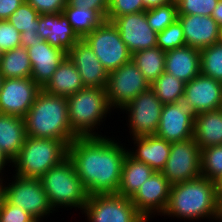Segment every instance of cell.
<instances>
[{
  "instance_id": "obj_1",
  "label": "cell",
  "mask_w": 222,
  "mask_h": 222,
  "mask_svg": "<svg viewBox=\"0 0 222 222\" xmlns=\"http://www.w3.org/2000/svg\"><path fill=\"white\" fill-rule=\"evenodd\" d=\"M127 149L106 135L78 137L68 145V157L88 196L117 194Z\"/></svg>"
},
{
  "instance_id": "obj_2",
  "label": "cell",
  "mask_w": 222,
  "mask_h": 222,
  "mask_svg": "<svg viewBox=\"0 0 222 222\" xmlns=\"http://www.w3.org/2000/svg\"><path fill=\"white\" fill-rule=\"evenodd\" d=\"M162 215L181 220L201 221V218H206L207 221L222 222L221 198L216 182L200 176L171 185L169 201Z\"/></svg>"
},
{
  "instance_id": "obj_3",
  "label": "cell",
  "mask_w": 222,
  "mask_h": 222,
  "mask_svg": "<svg viewBox=\"0 0 222 222\" xmlns=\"http://www.w3.org/2000/svg\"><path fill=\"white\" fill-rule=\"evenodd\" d=\"M23 118L26 136L58 139L67 145L78 138L70 127L67 97L52 95L41 89Z\"/></svg>"
},
{
  "instance_id": "obj_4",
  "label": "cell",
  "mask_w": 222,
  "mask_h": 222,
  "mask_svg": "<svg viewBox=\"0 0 222 222\" xmlns=\"http://www.w3.org/2000/svg\"><path fill=\"white\" fill-rule=\"evenodd\" d=\"M67 103L70 127L78 137L104 136L95 130L112 112L105 88L85 87L68 96Z\"/></svg>"
},
{
  "instance_id": "obj_5",
  "label": "cell",
  "mask_w": 222,
  "mask_h": 222,
  "mask_svg": "<svg viewBox=\"0 0 222 222\" xmlns=\"http://www.w3.org/2000/svg\"><path fill=\"white\" fill-rule=\"evenodd\" d=\"M40 180L54 211L59 208L83 210L88 194L68 156L49 169Z\"/></svg>"
},
{
  "instance_id": "obj_6",
  "label": "cell",
  "mask_w": 222,
  "mask_h": 222,
  "mask_svg": "<svg viewBox=\"0 0 222 222\" xmlns=\"http://www.w3.org/2000/svg\"><path fill=\"white\" fill-rule=\"evenodd\" d=\"M68 156V145L58 139L26 136L24 145L12 160L15 175L41 178Z\"/></svg>"
},
{
  "instance_id": "obj_7",
  "label": "cell",
  "mask_w": 222,
  "mask_h": 222,
  "mask_svg": "<svg viewBox=\"0 0 222 222\" xmlns=\"http://www.w3.org/2000/svg\"><path fill=\"white\" fill-rule=\"evenodd\" d=\"M83 40L93 50L108 73L132 60V53L121 39L118 28L110 21L105 20Z\"/></svg>"
},
{
  "instance_id": "obj_8",
  "label": "cell",
  "mask_w": 222,
  "mask_h": 222,
  "mask_svg": "<svg viewBox=\"0 0 222 222\" xmlns=\"http://www.w3.org/2000/svg\"><path fill=\"white\" fill-rule=\"evenodd\" d=\"M12 178L7 177L8 183H4V198L10 204L19 206L35 219L43 220L54 213L40 178H25L15 174Z\"/></svg>"
},
{
  "instance_id": "obj_9",
  "label": "cell",
  "mask_w": 222,
  "mask_h": 222,
  "mask_svg": "<svg viewBox=\"0 0 222 222\" xmlns=\"http://www.w3.org/2000/svg\"><path fill=\"white\" fill-rule=\"evenodd\" d=\"M81 212L89 222H147L130 198L119 194L90 195Z\"/></svg>"
},
{
  "instance_id": "obj_10",
  "label": "cell",
  "mask_w": 222,
  "mask_h": 222,
  "mask_svg": "<svg viewBox=\"0 0 222 222\" xmlns=\"http://www.w3.org/2000/svg\"><path fill=\"white\" fill-rule=\"evenodd\" d=\"M149 88L150 83L131 60L109 72L105 90L111 109L119 111Z\"/></svg>"
},
{
  "instance_id": "obj_11",
  "label": "cell",
  "mask_w": 222,
  "mask_h": 222,
  "mask_svg": "<svg viewBox=\"0 0 222 222\" xmlns=\"http://www.w3.org/2000/svg\"><path fill=\"white\" fill-rule=\"evenodd\" d=\"M198 113L183 95L175 103L163 104L156 136L178 142L194 137V123Z\"/></svg>"
},
{
  "instance_id": "obj_12",
  "label": "cell",
  "mask_w": 222,
  "mask_h": 222,
  "mask_svg": "<svg viewBox=\"0 0 222 222\" xmlns=\"http://www.w3.org/2000/svg\"><path fill=\"white\" fill-rule=\"evenodd\" d=\"M161 173L171 185L201 176V149L194 137L171 143L170 155Z\"/></svg>"
},
{
  "instance_id": "obj_13",
  "label": "cell",
  "mask_w": 222,
  "mask_h": 222,
  "mask_svg": "<svg viewBox=\"0 0 222 222\" xmlns=\"http://www.w3.org/2000/svg\"><path fill=\"white\" fill-rule=\"evenodd\" d=\"M162 109L163 103L151 88L134 98L121 110L128 114L130 136L133 138L155 135Z\"/></svg>"
},
{
  "instance_id": "obj_14",
  "label": "cell",
  "mask_w": 222,
  "mask_h": 222,
  "mask_svg": "<svg viewBox=\"0 0 222 222\" xmlns=\"http://www.w3.org/2000/svg\"><path fill=\"white\" fill-rule=\"evenodd\" d=\"M171 184L161 172H154L130 198L137 212L148 222L154 215L164 213Z\"/></svg>"
},
{
  "instance_id": "obj_15",
  "label": "cell",
  "mask_w": 222,
  "mask_h": 222,
  "mask_svg": "<svg viewBox=\"0 0 222 222\" xmlns=\"http://www.w3.org/2000/svg\"><path fill=\"white\" fill-rule=\"evenodd\" d=\"M41 88L29 78L3 79L0 91V113L24 117L34 104Z\"/></svg>"
},
{
  "instance_id": "obj_16",
  "label": "cell",
  "mask_w": 222,
  "mask_h": 222,
  "mask_svg": "<svg viewBox=\"0 0 222 222\" xmlns=\"http://www.w3.org/2000/svg\"><path fill=\"white\" fill-rule=\"evenodd\" d=\"M112 23L132 54L157 46V33L148 24L146 11L119 16Z\"/></svg>"
},
{
  "instance_id": "obj_17",
  "label": "cell",
  "mask_w": 222,
  "mask_h": 222,
  "mask_svg": "<svg viewBox=\"0 0 222 222\" xmlns=\"http://www.w3.org/2000/svg\"><path fill=\"white\" fill-rule=\"evenodd\" d=\"M26 49L32 65L31 78L42 89L67 57V53L40 37H36V42Z\"/></svg>"
},
{
  "instance_id": "obj_18",
  "label": "cell",
  "mask_w": 222,
  "mask_h": 222,
  "mask_svg": "<svg viewBox=\"0 0 222 222\" xmlns=\"http://www.w3.org/2000/svg\"><path fill=\"white\" fill-rule=\"evenodd\" d=\"M67 56L75 64L85 87L106 88L109 73L83 39L75 43Z\"/></svg>"
},
{
  "instance_id": "obj_19",
  "label": "cell",
  "mask_w": 222,
  "mask_h": 222,
  "mask_svg": "<svg viewBox=\"0 0 222 222\" xmlns=\"http://www.w3.org/2000/svg\"><path fill=\"white\" fill-rule=\"evenodd\" d=\"M184 96L197 113L221 109L222 83L200 73L185 83Z\"/></svg>"
},
{
  "instance_id": "obj_20",
  "label": "cell",
  "mask_w": 222,
  "mask_h": 222,
  "mask_svg": "<svg viewBox=\"0 0 222 222\" xmlns=\"http://www.w3.org/2000/svg\"><path fill=\"white\" fill-rule=\"evenodd\" d=\"M186 46L202 49L219 42L220 26L211 16L178 15Z\"/></svg>"
},
{
  "instance_id": "obj_21",
  "label": "cell",
  "mask_w": 222,
  "mask_h": 222,
  "mask_svg": "<svg viewBox=\"0 0 222 222\" xmlns=\"http://www.w3.org/2000/svg\"><path fill=\"white\" fill-rule=\"evenodd\" d=\"M38 36L51 46L68 51L80 40L63 13L39 16Z\"/></svg>"
},
{
  "instance_id": "obj_22",
  "label": "cell",
  "mask_w": 222,
  "mask_h": 222,
  "mask_svg": "<svg viewBox=\"0 0 222 222\" xmlns=\"http://www.w3.org/2000/svg\"><path fill=\"white\" fill-rule=\"evenodd\" d=\"M131 140L136 147L128 149V154L150 166L155 172H161L170 155L171 142L156 135L133 137Z\"/></svg>"
},
{
  "instance_id": "obj_23",
  "label": "cell",
  "mask_w": 222,
  "mask_h": 222,
  "mask_svg": "<svg viewBox=\"0 0 222 222\" xmlns=\"http://www.w3.org/2000/svg\"><path fill=\"white\" fill-rule=\"evenodd\" d=\"M165 72L188 83L201 73L200 50L184 46L167 51Z\"/></svg>"
},
{
  "instance_id": "obj_24",
  "label": "cell",
  "mask_w": 222,
  "mask_h": 222,
  "mask_svg": "<svg viewBox=\"0 0 222 222\" xmlns=\"http://www.w3.org/2000/svg\"><path fill=\"white\" fill-rule=\"evenodd\" d=\"M85 88L75 64L67 56L42 88L49 94L68 97Z\"/></svg>"
},
{
  "instance_id": "obj_25",
  "label": "cell",
  "mask_w": 222,
  "mask_h": 222,
  "mask_svg": "<svg viewBox=\"0 0 222 222\" xmlns=\"http://www.w3.org/2000/svg\"><path fill=\"white\" fill-rule=\"evenodd\" d=\"M26 138L24 118L0 113V149L12 161Z\"/></svg>"
},
{
  "instance_id": "obj_26",
  "label": "cell",
  "mask_w": 222,
  "mask_h": 222,
  "mask_svg": "<svg viewBox=\"0 0 222 222\" xmlns=\"http://www.w3.org/2000/svg\"><path fill=\"white\" fill-rule=\"evenodd\" d=\"M194 140L200 149L222 144V108L198 113L194 123Z\"/></svg>"
},
{
  "instance_id": "obj_27",
  "label": "cell",
  "mask_w": 222,
  "mask_h": 222,
  "mask_svg": "<svg viewBox=\"0 0 222 222\" xmlns=\"http://www.w3.org/2000/svg\"><path fill=\"white\" fill-rule=\"evenodd\" d=\"M155 171L148 165L132 158L128 153L124 159L120 186L117 194L131 198Z\"/></svg>"
},
{
  "instance_id": "obj_28",
  "label": "cell",
  "mask_w": 222,
  "mask_h": 222,
  "mask_svg": "<svg viewBox=\"0 0 222 222\" xmlns=\"http://www.w3.org/2000/svg\"><path fill=\"white\" fill-rule=\"evenodd\" d=\"M40 14L25 0L8 21L21 33V47L28 48L36 42Z\"/></svg>"
},
{
  "instance_id": "obj_29",
  "label": "cell",
  "mask_w": 222,
  "mask_h": 222,
  "mask_svg": "<svg viewBox=\"0 0 222 222\" xmlns=\"http://www.w3.org/2000/svg\"><path fill=\"white\" fill-rule=\"evenodd\" d=\"M31 73L32 65L26 48L18 47L3 52L0 61V75L4 79L29 78Z\"/></svg>"
},
{
  "instance_id": "obj_30",
  "label": "cell",
  "mask_w": 222,
  "mask_h": 222,
  "mask_svg": "<svg viewBox=\"0 0 222 222\" xmlns=\"http://www.w3.org/2000/svg\"><path fill=\"white\" fill-rule=\"evenodd\" d=\"M80 39L100 26L105 19L92 9L66 5L62 12Z\"/></svg>"
},
{
  "instance_id": "obj_31",
  "label": "cell",
  "mask_w": 222,
  "mask_h": 222,
  "mask_svg": "<svg viewBox=\"0 0 222 222\" xmlns=\"http://www.w3.org/2000/svg\"><path fill=\"white\" fill-rule=\"evenodd\" d=\"M166 52L159 47L148 48L132 54V60L150 85L165 71Z\"/></svg>"
},
{
  "instance_id": "obj_32",
  "label": "cell",
  "mask_w": 222,
  "mask_h": 222,
  "mask_svg": "<svg viewBox=\"0 0 222 222\" xmlns=\"http://www.w3.org/2000/svg\"><path fill=\"white\" fill-rule=\"evenodd\" d=\"M150 88L163 104H171L184 95L185 82L164 71Z\"/></svg>"
},
{
  "instance_id": "obj_33",
  "label": "cell",
  "mask_w": 222,
  "mask_h": 222,
  "mask_svg": "<svg viewBox=\"0 0 222 222\" xmlns=\"http://www.w3.org/2000/svg\"><path fill=\"white\" fill-rule=\"evenodd\" d=\"M201 74L222 83V43L200 49Z\"/></svg>"
},
{
  "instance_id": "obj_34",
  "label": "cell",
  "mask_w": 222,
  "mask_h": 222,
  "mask_svg": "<svg viewBox=\"0 0 222 222\" xmlns=\"http://www.w3.org/2000/svg\"><path fill=\"white\" fill-rule=\"evenodd\" d=\"M201 176L215 182L222 176V144L201 149Z\"/></svg>"
},
{
  "instance_id": "obj_35",
  "label": "cell",
  "mask_w": 222,
  "mask_h": 222,
  "mask_svg": "<svg viewBox=\"0 0 222 222\" xmlns=\"http://www.w3.org/2000/svg\"><path fill=\"white\" fill-rule=\"evenodd\" d=\"M146 19L150 27L156 32H162L178 19L177 4L175 2L146 10Z\"/></svg>"
},
{
  "instance_id": "obj_36",
  "label": "cell",
  "mask_w": 222,
  "mask_h": 222,
  "mask_svg": "<svg viewBox=\"0 0 222 222\" xmlns=\"http://www.w3.org/2000/svg\"><path fill=\"white\" fill-rule=\"evenodd\" d=\"M156 40L157 47L165 52L186 46L183 27L180 21L177 19L162 32L157 33Z\"/></svg>"
},
{
  "instance_id": "obj_37",
  "label": "cell",
  "mask_w": 222,
  "mask_h": 222,
  "mask_svg": "<svg viewBox=\"0 0 222 222\" xmlns=\"http://www.w3.org/2000/svg\"><path fill=\"white\" fill-rule=\"evenodd\" d=\"M219 0H178V15L211 16Z\"/></svg>"
},
{
  "instance_id": "obj_38",
  "label": "cell",
  "mask_w": 222,
  "mask_h": 222,
  "mask_svg": "<svg viewBox=\"0 0 222 222\" xmlns=\"http://www.w3.org/2000/svg\"><path fill=\"white\" fill-rule=\"evenodd\" d=\"M143 11H146L143 0H109L107 21L113 22L119 16Z\"/></svg>"
},
{
  "instance_id": "obj_39",
  "label": "cell",
  "mask_w": 222,
  "mask_h": 222,
  "mask_svg": "<svg viewBox=\"0 0 222 222\" xmlns=\"http://www.w3.org/2000/svg\"><path fill=\"white\" fill-rule=\"evenodd\" d=\"M21 33L8 21L0 20V50L5 52L21 47Z\"/></svg>"
},
{
  "instance_id": "obj_40",
  "label": "cell",
  "mask_w": 222,
  "mask_h": 222,
  "mask_svg": "<svg viewBox=\"0 0 222 222\" xmlns=\"http://www.w3.org/2000/svg\"><path fill=\"white\" fill-rule=\"evenodd\" d=\"M33 219L34 217L24 209L3 199L0 207V222H31Z\"/></svg>"
},
{
  "instance_id": "obj_41",
  "label": "cell",
  "mask_w": 222,
  "mask_h": 222,
  "mask_svg": "<svg viewBox=\"0 0 222 222\" xmlns=\"http://www.w3.org/2000/svg\"><path fill=\"white\" fill-rule=\"evenodd\" d=\"M40 15L59 14L67 5V0H26Z\"/></svg>"
},
{
  "instance_id": "obj_42",
  "label": "cell",
  "mask_w": 222,
  "mask_h": 222,
  "mask_svg": "<svg viewBox=\"0 0 222 222\" xmlns=\"http://www.w3.org/2000/svg\"><path fill=\"white\" fill-rule=\"evenodd\" d=\"M67 5L92 9L107 20L109 0H67Z\"/></svg>"
},
{
  "instance_id": "obj_43",
  "label": "cell",
  "mask_w": 222,
  "mask_h": 222,
  "mask_svg": "<svg viewBox=\"0 0 222 222\" xmlns=\"http://www.w3.org/2000/svg\"><path fill=\"white\" fill-rule=\"evenodd\" d=\"M25 0H0V20H8Z\"/></svg>"
},
{
  "instance_id": "obj_44",
  "label": "cell",
  "mask_w": 222,
  "mask_h": 222,
  "mask_svg": "<svg viewBox=\"0 0 222 222\" xmlns=\"http://www.w3.org/2000/svg\"><path fill=\"white\" fill-rule=\"evenodd\" d=\"M172 2L174 0H143V6L146 10H149Z\"/></svg>"
},
{
  "instance_id": "obj_45",
  "label": "cell",
  "mask_w": 222,
  "mask_h": 222,
  "mask_svg": "<svg viewBox=\"0 0 222 222\" xmlns=\"http://www.w3.org/2000/svg\"><path fill=\"white\" fill-rule=\"evenodd\" d=\"M10 163V164H9ZM9 164V165H8ZM12 165V161L8 158V156L0 149V180H4V170L5 166ZM3 172V173H2Z\"/></svg>"
},
{
  "instance_id": "obj_46",
  "label": "cell",
  "mask_w": 222,
  "mask_h": 222,
  "mask_svg": "<svg viewBox=\"0 0 222 222\" xmlns=\"http://www.w3.org/2000/svg\"><path fill=\"white\" fill-rule=\"evenodd\" d=\"M211 17L222 27V0L217 2L216 7L213 10Z\"/></svg>"
},
{
  "instance_id": "obj_47",
  "label": "cell",
  "mask_w": 222,
  "mask_h": 222,
  "mask_svg": "<svg viewBox=\"0 0 222 222\" xmlns=\"http://www.w3.org/2000/svg\"><path fill=\"white\" fill-rule=\"evenodd\" d=\"M6 180H0V207H1V204H2V201L4 199V182Z\"/></svg>"
},
{
  "instance_id": "obj_48",
  "label": "cell",
  "mask_w": 222,
  "mask_h": 222,
  "mask_svg": "<svg viewBox=\"0 0 222 222\" xmlns=\"http://www.w3.org/2000/svg\"><path fill=\"white\" fill-rule=\"evenodd\" d=\"M220 194L222 193V176L216 181Z\"/></svg>"
},
{
  "instance_id": "obj_49",
  "label": "cell",
  "mask_w": 222,
  "mask_h": 222,
  "mask_svg": "<svg viewBox=\"0 0 222 222\" xmlns=\"http://www.w3.org/2000/svg\"><path fill=\"white\" fill-rule=\"evenodd\" d=\"M219 42L222 43V27L220 28V38H219Z\"/></svg>"
},
{
  "instance_id": "obj_50",
  "label": "cell",
  "mask_w": 222,
  "mask_h": 222,
  "mask_svg": "<svg viewBox=\"0 0 222 222\" xmlns=\"http://www.w3.org/2000/svg\"><path fill=\"white\" fill-rule=\"evenodd\" d=\"M3 79L4 78L0 75V91H1V86H2Z\"/></svg>"
},
{
  "instance_id": "obj_51",
  "label": "cell",
  "mask_w": 222,
  "mask_h": 222,
  "mask_svg": "<svg viewBox=\"0 0 222 222\" xmlns=\"http://www.w3.org/2000/svg\"><path fill=\"white\" fill-rule=\"evenodd\" d=\"M220 198H221V219H222V193L220 194Z\"/></svg>"
},
{
  "instance_id": "obj_52",
  "label": "cell",
  "mask_w": 222,
  "mask_h": 222,
  "mask_svg": "<svg viewBox=\"0 0 222 222\" xmlns=\"http://www.w3.org/2000/svg\"><path fill=\"white\" fill-rule=\"evenodd\" d=\"M40 220H41V219H35V218H34L31 222H42V221H43V220H41V221H40Z\"/></svg>"
},
{
  "instance_id": "obj_53",
  "label": "cell",
  "mask_w": 222,
  "mask_h": 222,
  "mask_svg": "<svg viewBox=\"0 0 222 222\" xmlns=\"http://www.w3.org/2000/svg\"><path fill=\"white\" fill-rule=\"evenodd\" d=\"M2 54H3V51L0 50V61H1V58H2Z\"/></svg>"
}]
</instances>
